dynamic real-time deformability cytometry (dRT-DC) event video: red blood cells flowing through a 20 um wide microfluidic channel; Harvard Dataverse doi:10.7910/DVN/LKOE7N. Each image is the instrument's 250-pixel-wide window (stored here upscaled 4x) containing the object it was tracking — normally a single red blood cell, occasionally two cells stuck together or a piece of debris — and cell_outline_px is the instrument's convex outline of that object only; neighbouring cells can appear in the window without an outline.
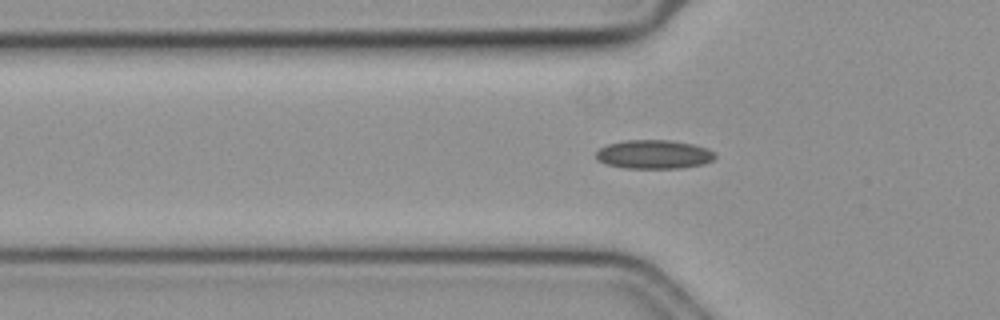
{"species": "common noctule bat (a hibernating species)", "species_latin": "Nyctalus noctula", "temperature_condition": "cold", "stored_images_in_passage": 37, "camera_frame_rate_fps": 3000, "um_per_image_px": 0.085, "animal": {"sex": "female", "body_mass_g": 19.3, "forearm_length_mm": 54.1}, "frame": {"image": 1, "passage_image": 3, "time_ms": 0.667, "image_size_px": [1000, 320], "cell_outline_px": [[716, 156], [712, 160], [704, 164], [680, 168], [624, 168], [604, 164], [596, 160], [596, 152], [600, 148], [608, 144], [624, 140], [668, 140], [692, 144], [708, 148], [716, 152]], "centroid_in_image_um": [55.57, 13.12], "position_along_channel_um": 70.2, "area_um2": 20.17}}
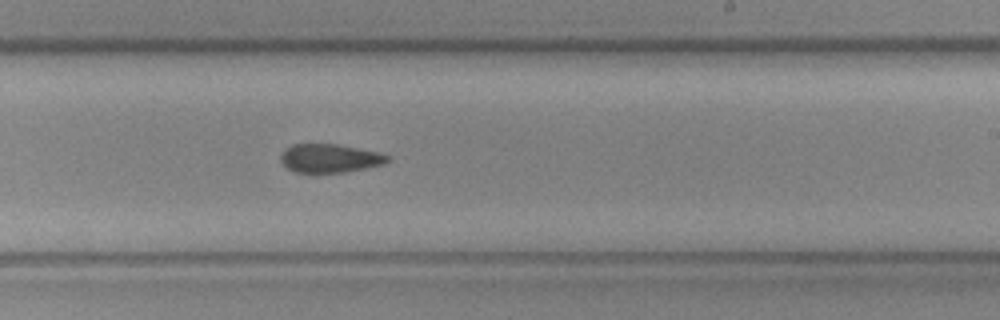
{"frame": {"image": 2, "passage_image": 19, "time_ms": 6.0, "image_size_px": [1000, 320], "cell_outline_px": [[388, 160], [384, 164], [344, 172], [316, 176], [312, 176], [296, 172], [288, 168], [280, 160], [280, 152], [284, 148], [292, 144], [336, 144], [376, 152], [388, 156]], "centroid_in_image_um": [27.92, 13.5], "position_along_channel_um": 261.1, "area_um2": 18.26}}
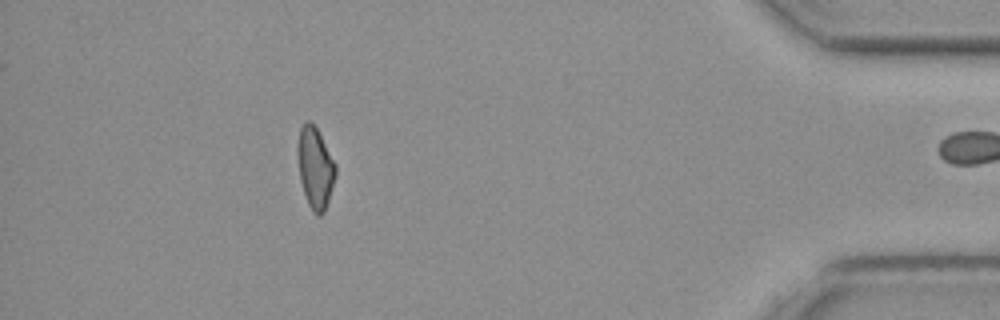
{"frame": {"image": 3, "passage_image": 36, "time_ms": 11.667, "image_size_px": [1000, 320], "cell_outline_px": [[336, 176], [324, 212], [320, 216], [316, 216], [312, 212], [308, 204], [300, 180], [296, 156], [296, 148], [300, 128], [308, 120], [316, 128], [336, 164]], "centroid_in_image_um": [26.77, 14.29], "position_along_channel_um": 408.4, "area_um2": 17.98}}